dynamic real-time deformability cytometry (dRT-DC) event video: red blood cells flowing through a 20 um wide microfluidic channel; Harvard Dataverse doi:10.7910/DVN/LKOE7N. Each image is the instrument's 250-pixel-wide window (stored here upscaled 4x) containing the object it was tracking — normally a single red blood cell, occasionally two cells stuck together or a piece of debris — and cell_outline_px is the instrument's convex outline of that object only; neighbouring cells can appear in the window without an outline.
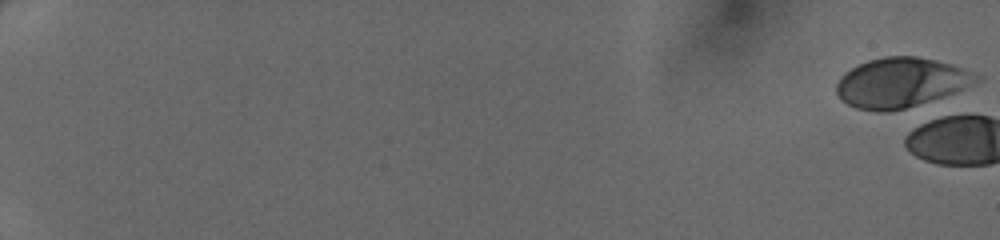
{"species": "human", "species_latin": "Homo sapiens", "temperature_condition": "cold", "stored_images_in_passage": 3, "camera_frame_rate_fps": 3000, "um_per_image_px": 0.085, "donor": {"sex": "female"}, "frame": {"image": 1, "passage_image": 1, "time_ms": 0.0, "image_size_px": [1000, 240], "cell_outline_px": [[984, 76], [980, 80], [964, 88], [944, 96], [904, 108], [888, 112], [876, 112], [856, 108], [840, 100], [836, 92], [836, 84], [840, 76], [844, 72], [868, 60], [884, 56], [916, 56], [936, 60], [952, 64]], "centroid_in_image_um": [76.56, 7.02], "position_along_channel_um": 8.4, "area_um2": 40.58}}